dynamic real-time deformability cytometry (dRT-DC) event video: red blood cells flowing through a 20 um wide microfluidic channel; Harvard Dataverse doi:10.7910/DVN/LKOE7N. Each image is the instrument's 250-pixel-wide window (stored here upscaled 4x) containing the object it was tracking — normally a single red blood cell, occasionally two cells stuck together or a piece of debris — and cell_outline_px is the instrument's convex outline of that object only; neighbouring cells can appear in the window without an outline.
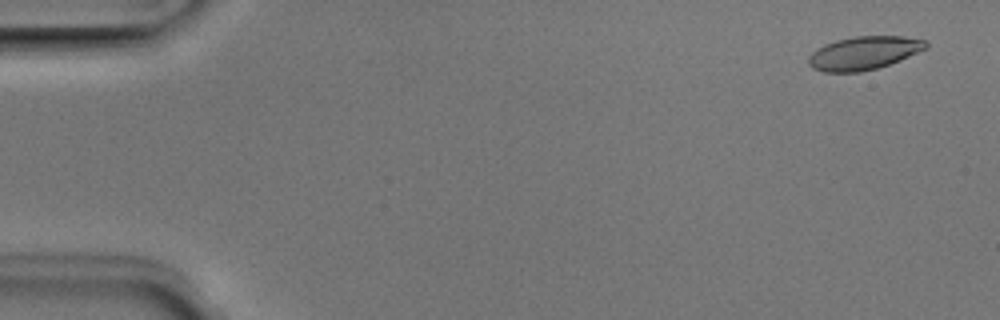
{"species": "Egyptian fruit bat (a non-hibernating species)", "species_latin": "Rousettus aegyptiacus", "temperature_condition": "room temperature", "stored_images_in_passage": 51, "camera_frame_rate_fps": 3000, "um_per_image_px": 0.085, "animal": {"sex": "male"}, "frame": {"image": 1, "passage_image": 3, "time_ms": 0.667, "image_size_px": [1000, 320], "cell_outline_px": [[928, 48], [900, 60], [876, 68], [860, 72], [824, 72], [812, 68], [808, 64], [808, 56], [816, 48], [824, 44], [836, 40], [856, 36], [904, 36], [928, 40]], "centroid_in_image_um": [73.43, 4.5], "position_along_channel_um": 11.6, "area_um2": 22.95}}
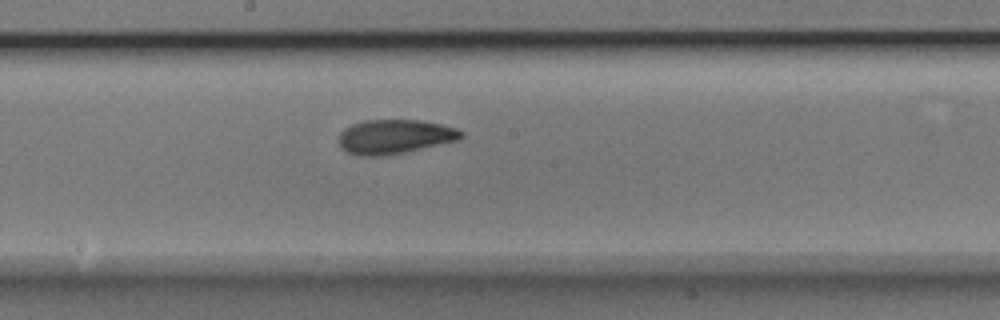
{"frame": {"image": 2, "passage_image": 28, "time_ms": 9.0, "image_size_px": [1000, 320], "cell_outline_px": [[464, 136], [456, 140], [404, 152], [384, 156], [356, 156], [340, 148], [340, 132], [344, 128], [352, 124], [364, 120], [420, 120], [440, 124], [456, 128], [464, 132]], "centroid_in_image_um": [33.51, 11.61], "position_along_channel_um": 214.7, "area_um2": 24.33}}
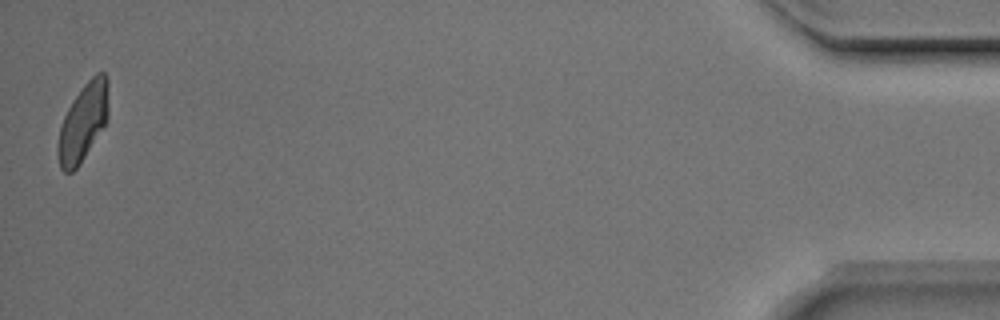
{"frame": {"image": 3, "passage_image": 51, "time_ms": 16.667, "image_size_px": [1000, 320], "cell_outline_px": [[108, 120], [80, 164], [72, 172], [64, 172], [60, 168], [56, 152], [56, 148], [60, 128], [64, 116], [68, 108], [84, 84], [96, 72], [104, 72], [108, 76]], "centroid_in_image_um": [7.07, 10.4], "position_along_channel_um": 428.1, "area_um2": 23.0}, "authors_computed_cell_mechanics": {"area_um2": 23.409, "velocity_mm_per_s": 3.9828, "shape_relaxation_time_tau1_ms": 3.6229, "shape_relaxation_time_tau2_ms": 1.6718, "deformation_change_tau1": 0.1424, "deformation_change_tau2": 0.072}}